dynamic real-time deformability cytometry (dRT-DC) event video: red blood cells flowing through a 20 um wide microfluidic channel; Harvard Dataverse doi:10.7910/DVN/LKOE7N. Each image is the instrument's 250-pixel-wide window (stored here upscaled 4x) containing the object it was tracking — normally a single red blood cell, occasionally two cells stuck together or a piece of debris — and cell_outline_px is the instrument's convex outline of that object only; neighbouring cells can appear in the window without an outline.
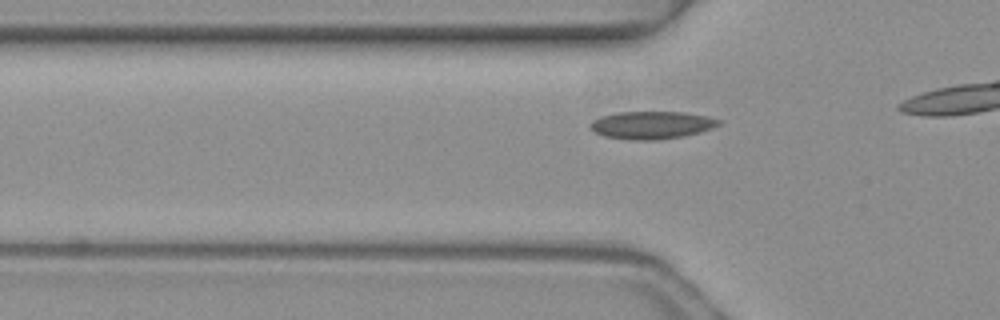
{"species": "common noctule bat (a hibernating species)", "species_latin": "Nyctalus noctula", "temperature_condition": "warm", "stored_images_in_passage": 5, "camera_frame_rate_fps": 3000, "um_per_image_px": 0.085, "animal": {"sex": "female", "body_mass_g": 19.3, "forearm_length_mm": 54.1}, "frame": {"image": 1, "passage_image": 5, "time_ms": 1.333, "image_size_px": [1000, 320], "cell_outline_px": [[724, 120], [720, 124], [712, 128], [700, 132], [684, 136], [656, 140], [632, 140], [604, 136], [588, 128], [588, 124], [592, 120], [600, 116], [620, 112], [684, 112], [708, 116]], "centroid_in_image_um": [55.4, 10.63], "position_along_channel_um": 70.4, "area_um2": 20.92}}